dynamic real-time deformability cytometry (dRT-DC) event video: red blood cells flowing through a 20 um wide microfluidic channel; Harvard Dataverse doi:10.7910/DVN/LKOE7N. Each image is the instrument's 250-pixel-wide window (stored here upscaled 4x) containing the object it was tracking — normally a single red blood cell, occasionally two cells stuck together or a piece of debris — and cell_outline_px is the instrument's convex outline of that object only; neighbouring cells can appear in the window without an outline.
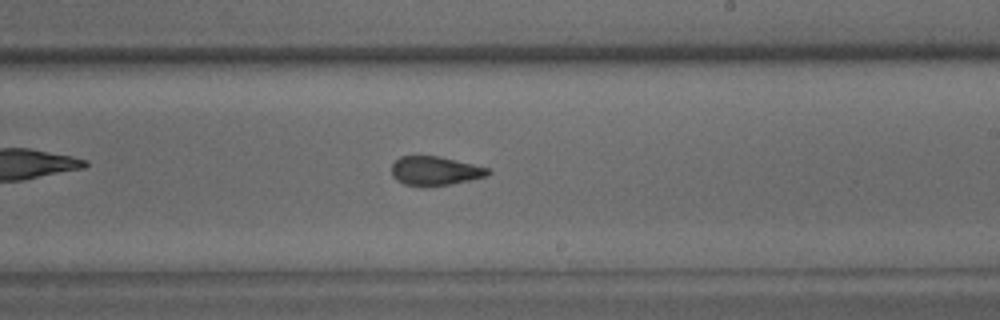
{"species": "common noctule bat (a hibernating species)", "species_latin": "Nyctalus noctula", "temperature_condition": "warm", "stored_images_in_passage": 52, "camera_frame_rate_fps": 3000, "um_per_image_px": 0.085, "animal": {"sex": "male", "body_mass_g": 15.6}, "frame": {"image": 1, "passage_image": 30, "time_ms": 9.667, "image_size_px": [1000, 320], "cell_outline_px": [[492, 172], [488, 176], [448, 184], [404, 184], [396, 180], [392, 176], [392, 164], [400, 156], [440, 156], [492, 168]], "centroid_in_image_um": [37.03, 14.48], "position_along_channel_um": 252.0, "area_um2": 16.01}}
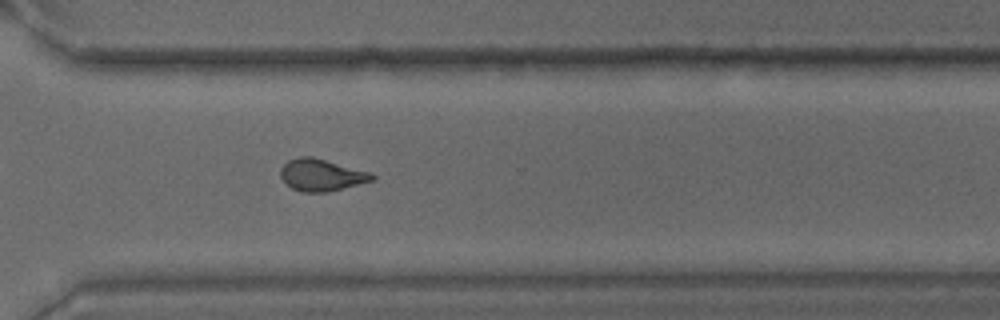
{"frame": {"image": 2, "passage_image": 37, "time_ms": 12.0, "image_size_px": [1000, 320], "cell_outline_px": [[376, 180], [328, 192], [304, 192], [292, 188], [280, 176], [280, 168], [288, 160], [300, 156], [312, 156], [372, 172], [376, 176]], "centroid_in_image_um": [27.37, 14.86], "position_along_channel_um": 343.2, "area_um2": 17.22}, "authors_computed_cell_mechanics": {"area_um2": 17.0221, "velocity_mm_per_s": 3.9194, "shape_relaxation_time_tau1_ms": null, "shape_relaxation_time_tau2_ms": 1.0695, "deformation_change_tau1": null, "deformation_change_tau2": 0.0601}}